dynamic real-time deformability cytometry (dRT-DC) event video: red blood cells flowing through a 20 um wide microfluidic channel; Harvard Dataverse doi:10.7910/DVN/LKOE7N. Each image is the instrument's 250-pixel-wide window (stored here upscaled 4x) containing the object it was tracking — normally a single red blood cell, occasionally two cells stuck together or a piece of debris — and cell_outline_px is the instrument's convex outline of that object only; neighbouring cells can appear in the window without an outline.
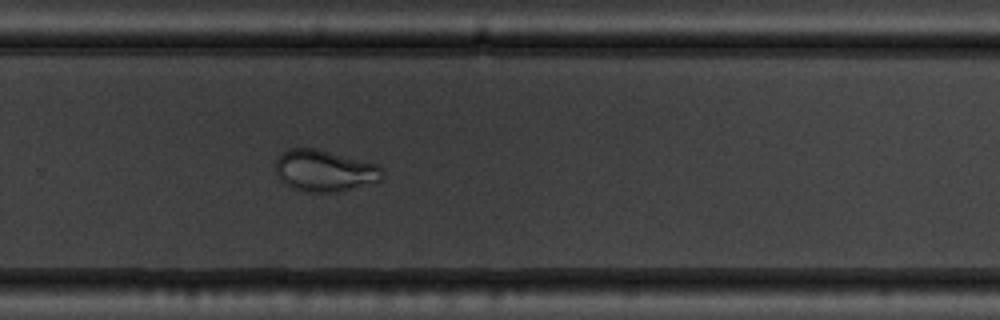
{"species": "common noctule bat (a hibernating species)", "species_latin": "Nyctalus noctula", "temperature_condition": "warm", "stored_images_in_passage": 54, "camera_frame_rate_fps": 3000, "um_per_image_px": 0.085, "animal": {"sex": "male", "body_mass_g": 19.5, "forearm_length_mm": 54.6}, "frame": {"image": 1, "passage_image": 36, "time_ms": 11.667, "image_size_px": [1000, 320], "cell_outline_px": [[384, 176], [380, 180], [336, 192], [304, 192], [288, 184], [276, 172], [276, 160], [280, 152], [288, 148], [320, 148], [376, 164], [380, 168]], "centroid_in_image_um": [27.57, 14.47], "position_along_channel_um": 302.2, "area_um2": 25.55}}
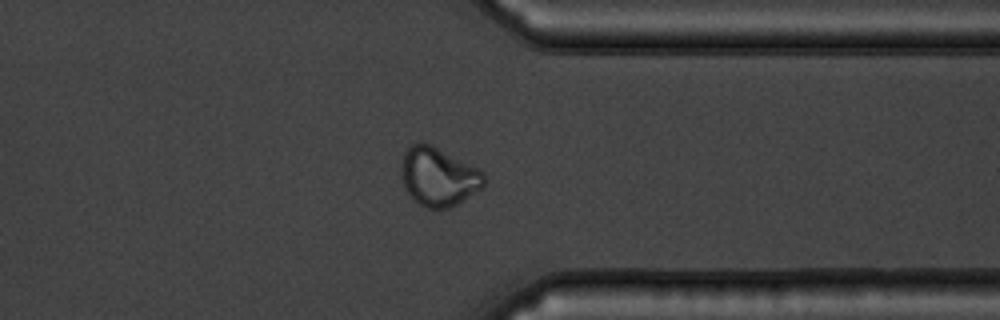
{"frame": {"image": 2, "passage_image": 42, "time_ms": 13.667, "image_size_px": [1000, 320], "cell_outline_px": [[484, 184], [480, 188], [456, 204], [448, 208], [428, 208], [420, 204], [404, 188], [400, 176], [400, 168], [404, 152], [412, 144], [432, 144], [480, 168], [484, 172]], "centroid_in_image_um": [37.25, 14.99], "position_along_channel_um": 374.1, "area_um2": 28.15}}
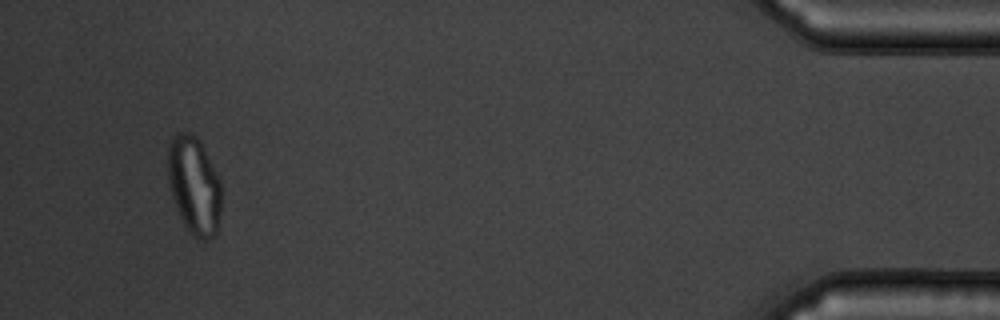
{"frame": {"image": 3, "passage_image": 51, "time_ms": 16.667, "image_size_px": [1000, 320], "cell_outline_px": [[220, 212], [216, 236], [208, 240], [196, 240], [188, 232], [176, 208], [168, 184], [168, 144], [172, 136], [176, 132], [188, 132], [196, 136], [200, 140], [220, 180]], "centroid_in_image_um": [16.49, 15.78], "position_along_channel_um": 418.7, "area_um2": 30.87}}